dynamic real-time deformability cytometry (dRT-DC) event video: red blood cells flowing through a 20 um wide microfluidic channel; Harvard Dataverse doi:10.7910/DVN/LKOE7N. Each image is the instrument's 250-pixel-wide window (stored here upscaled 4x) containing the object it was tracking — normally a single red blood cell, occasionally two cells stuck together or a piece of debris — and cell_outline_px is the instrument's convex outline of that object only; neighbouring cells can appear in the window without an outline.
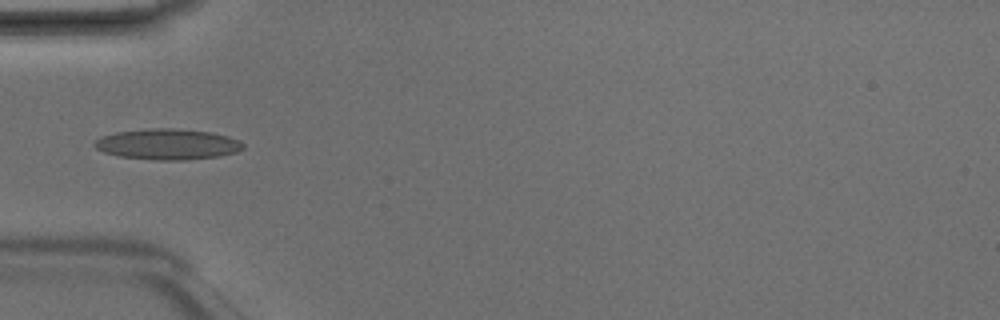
{"species": "Egyptian fruit bat (a non-hibernating species)", "species_latin": "Rousettus aegyptiacus", "temperature_condition": "room temperature", "stored_images_in_passage": 5, "camera_frame_rate_fps": 3000, "um_per_image_px": 0.085, "animal": {"sex": "male"}, "frame": {"image": 1, "passage_image": 4, "time_ms": 1.0, "image_size_px": [1000, 320], "cell_outline_px": [[244, 148], [236, 152], [220, 156], [184, 160], [156, 160], [120, 156], [104, 152], [96, 148], [92, 144], [100, 136], [116, 132], [152, 128], [176, 128], [212, 132], [228, 136], [240, 140], [244, 144]], "centroid_in_image_um": [14.26, 12.25], "position_along_channel_um": 70.7, "area_um2": 26.76}}